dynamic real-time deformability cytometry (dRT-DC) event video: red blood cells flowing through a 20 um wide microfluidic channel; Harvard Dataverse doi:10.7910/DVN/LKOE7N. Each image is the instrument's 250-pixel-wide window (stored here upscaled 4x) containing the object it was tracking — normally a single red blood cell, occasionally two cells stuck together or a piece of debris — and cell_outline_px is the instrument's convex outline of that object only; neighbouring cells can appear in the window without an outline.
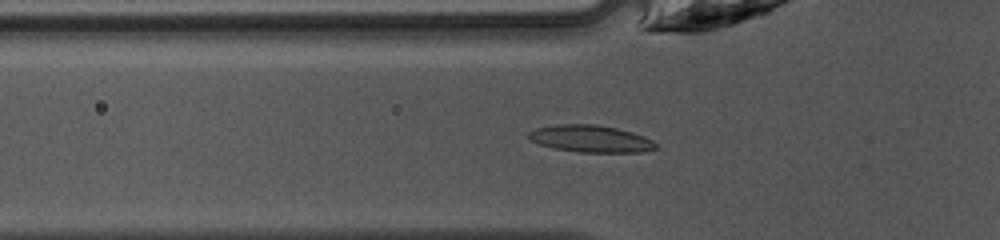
{"species": "common noctule bat (a hibernating species)", "species_latin": "Nyctalus noctula", "temperature_condition": "warm", "stored_images_in_passage": 47, "camera_frame_rate_fps": 3000, "um_per_image_px": 0.085, "animal": {"sex": "female", "body_mass_g": 10.0, "forearm_length_mm": 53.1}, "frame": {"image": 1, "passage_image": 16, "time_ms": 5.0, "image_size_px": [1000, 240], "cell_outline_px": [[656, 148], [644, 152], [580, 152], [556, 148], [540, 144], [528, 140], [528, 132], [536, 128], [560, 124], [596, 124], [616, 128], [632, 132], [644, 136], [652, 140], [656, 144]], "centroid_in_image_um": [50.2, 11.79], "position_along_channel_um": 75.6, "area_um2": 19.94}}
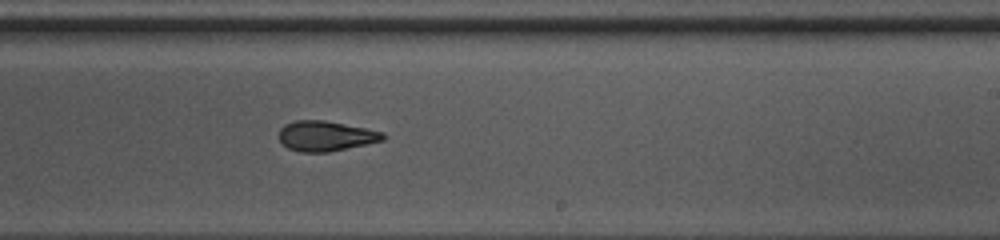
{"frame": {"image": 2, "passage_image": 29, "time_ms": 9.333, "image_size_px": [1000, 240], "cell_outline_px": [[384, 140], [328, 152], [300, 152], [288, 148], [280, 140], [280, 128], [284, 124], [296, 120], [324, 120], [384, 132]], "centroid_in_image_um": [27.66, 11.55], "position_along_channel_um": 261.3, "area_um2": 18.03}}
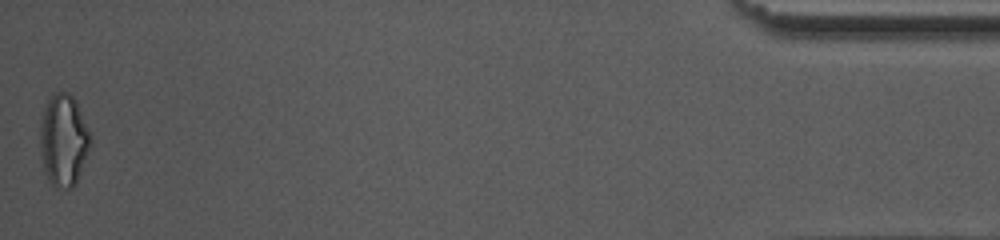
{"frame": {"image": 3, "passage_image": 47, "time_ms": 15.333, "image_size_px": [1000, 240], "cell_outline_px": [[92, 140], [76, 184], [72, 188], [64, 188], [52, 184], [44, 168], [40, 144], [40, 120], [48, 96], [56, 92], [68, 92], [76, 100]], "centroid_in_image_um": [5.4, 11.87], "position_along_channel_um": 429.8, "area_um2": 26.7}, "authors_computed_cell_mechanics": {"area_um2": 18.9584, "velocity_mm_per_s": 4.2489, "shape_relaxation_time_tau1_ms": 4.6454, "shape_relaxation_time_tau2_ms": 2.1662, "deformation_change_tau1": 0.1493, "deformation_change_tau2": 0.099}}